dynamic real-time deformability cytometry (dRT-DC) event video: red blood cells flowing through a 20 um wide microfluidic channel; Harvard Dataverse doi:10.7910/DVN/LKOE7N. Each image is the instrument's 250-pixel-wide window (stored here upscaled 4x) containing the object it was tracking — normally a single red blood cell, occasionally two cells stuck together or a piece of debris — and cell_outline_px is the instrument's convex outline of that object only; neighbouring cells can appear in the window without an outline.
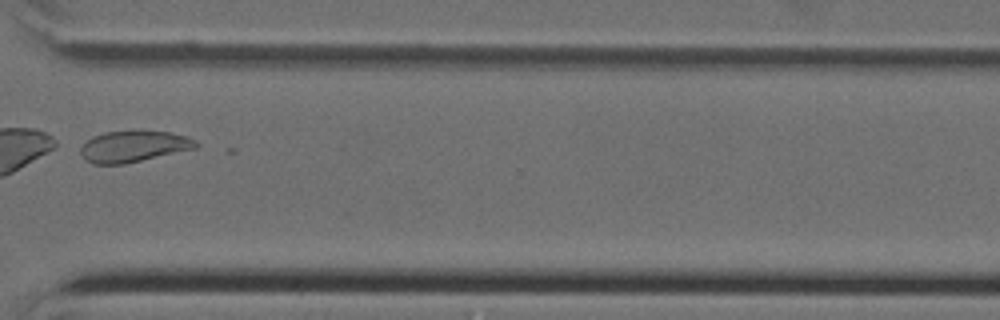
{"species": "Egyptian fruit bat (a non-hibernating species)", "species_latin": "Rousettus aegyptiacus", "temperature_condition": "cold", "stored_images_in_passage": 41, "camera_frame_rate_fps": 3000, "um_per_image_px": 0.085, "animal": {"sex": "female"}, "frame": {"image": 1, "passage_image": 31, "time_ms": 10.0, "image_size_px": [1000, 320], "cell_outline_px": [[200, 144], [196, 148], [124, 164], [92, 164], [84, 160], [80, 152], [80, 148], [92, 136], [104, 132], [168, 132], [188, 136], [196, 140]], "centroid_in_image_um": [11.35, 12.46], "position_along_channel_um": 359.3, "area_um2": 20.75}}